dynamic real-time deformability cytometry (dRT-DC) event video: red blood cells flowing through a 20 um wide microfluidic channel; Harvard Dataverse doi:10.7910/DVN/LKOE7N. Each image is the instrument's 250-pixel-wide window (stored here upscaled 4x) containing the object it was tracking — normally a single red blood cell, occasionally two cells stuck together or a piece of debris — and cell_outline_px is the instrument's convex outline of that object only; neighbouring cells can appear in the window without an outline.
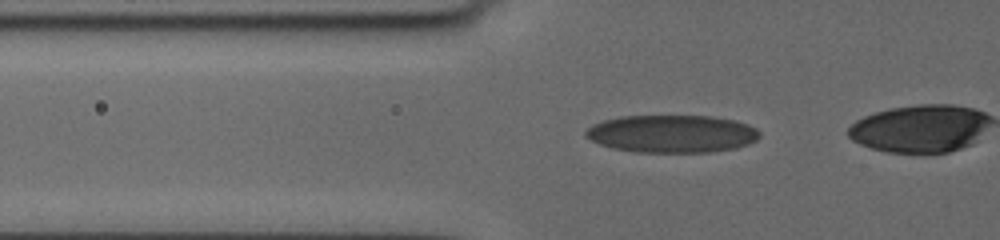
{"species": "human", "species_latin": "Homo sapiens", "temperature_condition": "cold", "stored_images_in_passage": 38, "camera_frame_rate_fps": 3000, "um_per_image_px": 0.085, "donor": {"sex": "female"}, "frame": {"image": 1, "passage_image": 8, "time_ms": 2.333, "image_size_px": [1000, 240], "cell_outline_px": [[760, 136], [756, 140], [748, 144], [732, 148], [708, 152], [636, 152], [612, 148], [600, 144], [584, 136], [584, 132], [592, 124], [604, 120], [620, 116], [708, 116], [732, 120], [748, 124], [756, 128], [760, 132]], "centroid_in_image_um": [57.08, 11.37], "position_along_channel_um": 68.7, "area_um2": 38.03}}
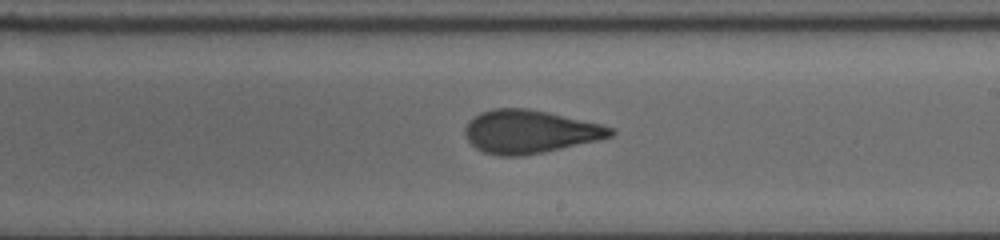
{"frame": {"image": 2, "passage_image": 23, "time_ms": 7.333, "image_size_px": [1000, 240], "cell_outline_px": [[616, 132], [612, 136], [596, 140], [544, 152], [520, 156], [500, 156], [484, 152], [476, 148], [468, 140], [464, 132], [464, 128], [468, 120], [480, 112], [492, 108], [528, 108], [548, 112], [600, 124], [612, 128]], "centroid_in_image_um": [44.98, 11.18], "position_along_channel_um": 244.0, "area_um2": 36.47}}
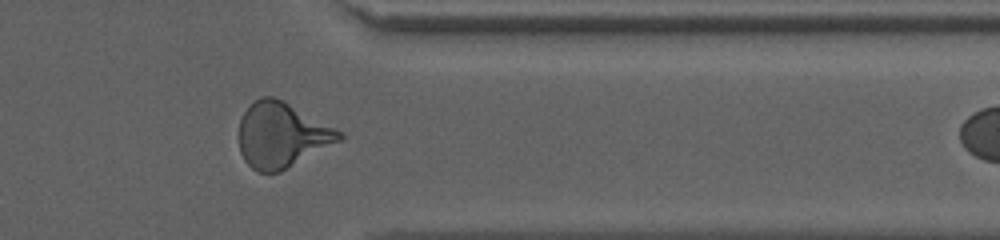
{"frame": {"image": 3, "passage_image": 35, "time_ms": 11.333, "image_size_px": [1000, 240], "cell_outline_px": [[344, 136], [340, 140], [280, 172], [256, 172], [244, 160], [240, 152], [240, 120], [244, 112], [260, 96], [272, 96], [284, 100], [340, 132]], "centroid_in_image_um": [23.9, 11.48], "position_along_channel_um": 387.5, "area_um2": 37.34}}